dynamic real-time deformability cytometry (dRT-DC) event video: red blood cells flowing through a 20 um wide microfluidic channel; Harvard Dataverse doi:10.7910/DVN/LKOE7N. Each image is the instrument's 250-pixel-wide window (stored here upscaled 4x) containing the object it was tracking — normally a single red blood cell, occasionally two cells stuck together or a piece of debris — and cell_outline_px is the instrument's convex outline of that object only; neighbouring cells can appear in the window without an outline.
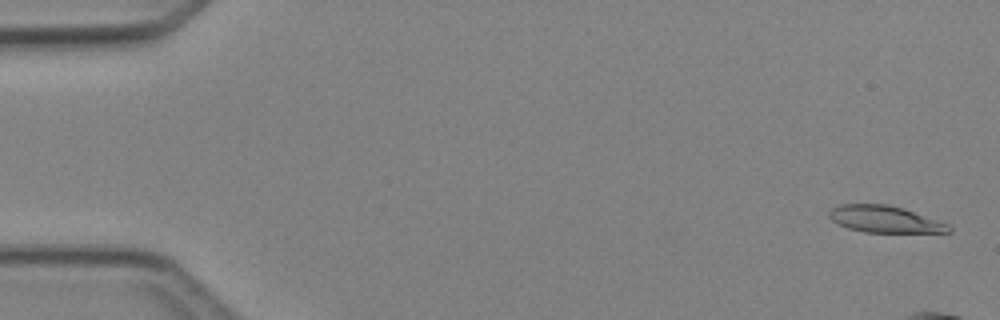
{"species": "Egyptian fruit bat (a non-hibernating species)", "species_latin": "Rousettus aegyptiacus", "temperature_condition": "cold", "stored_images_in_passage": 3, "camera_frame_rate_fps": 3000, "um_per_image_px": 0.085, "animal": {"sex": "female"}, "frame": {"image": 1, "passage_image": 1, "time_ms": 0.0, "image_size_px": [1000, 320], "cell_outline_px": [[952, 232], [864, 232], [848, 228], [832, 220], [828, 216], [828, 212], [832, 208], [840, 204], [884, 204], [904, 208], [948, 224], [952, 228]], "centroid_in_image_um": [75.19, 18.63], "position_along_channel_um": 9.8, "area_um2": 18.5}}